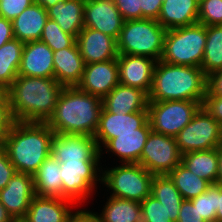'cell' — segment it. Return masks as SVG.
<instances>
[{"instance_id": "cell-1", "label": "cell", "mask_w": 222, "mask_h": 222, "mask_svg": "<svg viewBox=\"0 0 222 222\" xmlns=\"http://www.w3.org/2000/svg\"><path fill=\"white\" fill-rule=\"evenodd\" d=\"M63 88L54 77L18 75L6 90L14 121L47 122Z\"/></svg>"}, {"instance_id": "cell-2", "label": "cell", "mask_w": 222, "mask_h": 222, "mask_svg": "<svg viewBox=\"0 0 222 222\" xmlns=\"http://www.w3.org/2000/svg\"><path fill=\"white\" fill-rule=\"evenodd\" d=\"M102 110V99L77 86H64L53 115L46 122L54 134L93 136Z\"/></svg>"}, {"instance_id": "cell-3", "label": "cell", "mask_w": 222, "mask_h": 222, "mask_svg": "<svg viewBox=\"0 0 222 222\" xmlns=\"http://www.w3.org/2000/svg\"><path fill=\"white\" fill-rule=\"evenodd\" d=\"M53 136L46 122L15 121L6 133L3 148L17 172L34 175L50 156Z\"/></svg>"}, {"instance_id": "cell-4", "label": "cell", "mask_w": 222, "mask_h": 222, "mask_svg": "<svg viewBox=\"0 0 222 222\" xmlns=\"http://www.w3.org/2000/svg\"><path fill=\"white\" fill-rule=\"evenodd\" d=\"M207 76L202 68L157 61L153 71L149 101L190 100L203 104Z\"/></svg>"}, {"instance_id": "cell-5", "label": "cell", "mask_w": 222, "mask_h": 222, "mask_svg": "<svg viewBox=\"0 0 222 222\" xmlns=\"http://www.w3.org/2000/svg\"><path fill=\"white\" fill-rule=\"evenodd\" d=\"M153 177L139 163L105 164L102 165L101 191H105L104 195L142 202L151 194Z\"/></svg>"}, {"instance_id": "cell-6", "label": "cell", "mask_w": 222, "mask_h": 222, "mask_svg": "<svg viewBox=\"0 0 222 222\" xmlns=\"http://www.w3.org/2000/svg\"><path fill=\"white\" fill-rule=\"evenodd\" d=\"M166 29L154 19L124 21L117 39L119 54L150 57L161 60Z\"/></svg>"}, {"instance_id": "cell-7", "label": "cell", "mask_w": 222, "mask_h": 222, "mask_svg": "<svg viewBox=\"0 0 222 222\" xmlns=\"http://www.w3.org/2000/svg\"><path fill=\"white\" fill-rule=\"evenodd\" d=\"M206 45V26L195 23L169 29L164 38L161 61L173 65L200 67Z\"/></svg>"}, {"instance_id": "cell-8", "label": "cell", "mask_w": 222, "mask_h": 222, "mask_svg": "<svg viewBox=\"0 0 222 222\" xmlns=\"http://www.w3.org/2000/svg\"><path fill=\"white\" fill-rule=\"evenodd\" d=\"M60 169L62 198L72 200L77 206H86L100 197L96 194L101 190V161H67L60 163Z\"/></svg>"}, {"instance_id": "cell-9", "label": "cell", "mask_w": 222, "mask_h": 222, "mask_svg": "<svg viewBox=\"0 0 222 222\" xmlns=\"http://www.w3.org/2000/svg\"><path fill=\"white\" fill-rule=\"evenodd\" d=\"M201 107L200 102L190 100L149 101L148 120L151 130L175 137Z\"/></svg>"}, {"instance_id": "cell-10", "label": "cell", "mask_w": 222, "mask_h": 222, "mask_svg": "<svg viewBox=\"0 0 222 222\" xmlns=\"http://www.w3.org/2000/svg\"><path fill=\"white\" fill-rule=\"evenodd\" d=\"M180 153L218 148L222 145V126L202 107L188 125L175 136Z\"/></svg>"}, {"instance_id": "cell-11", "label": "cell", "mask_w": 222, "mask_h": 222, "mask_svg": "<svg viewBox=\"0 0 222 222\" xmlns=\"http://www.w3.org/2000/svg\"><path fill=\"white\" fill-rule=\"evenodd\" d=\"M181 160L175 137L151 131L138 163L153 175H168Z\"/></svg>"}, {"instance_id": "cell-12", "label": "cell", "mask_w": 222, "mask_h": 222, "mask_svg": "<svg viewBox=\"0 0 222 222\" xmlns=\"http://www.w3.org/2000/svg\"><path fill=\"white\" fill-rule=\"evenodd\" d=\"M151 131L148 111L113 114L102 108L94 138L100 150L119 133H150Z\"/></svg>"}, {"instance_id": "cell-13", "label": "cell", "mask_w": 222, "mask_h": 222, "mask_svg": "<svg viewBox=\"0 0 222 222\" xmlns=\"http://www.w3.org/2000/svg\"><path fill=\"white\" fill-rule=\"evenodd\" d=\"M50 155L59 163L67 161H101L100 150L93 136L54 134Z\"/></svg>"}, {"instance_id": "cell-14", "label": "cell", "mask_w": 222, "mask_h": 222, "mask_svg": "<svg viewBox=\"0 0 222 222\" xmlns=\"http://www.w3.org/2000/svg\"><path fill=\"white\" fill-rule=\"evenodd\" d=\"M119 84L117 59L85 64L81 81L76 85L85 93L106 97Z\"/></svg>"}, {"instance_id": "cell-15", "label": "cell", "mask_w": 222, "mask_h": 222, "mask_svg": "<svg viewBox=\"0 0 222 222\" xmlns=\"http://www.w3.org/2000/svg\"><path fill=\"white\" fill-rule=\"evenodd\" d=\"M36 196L34 177L17 172L0 190V202L13 219L24 218L31 200Z\"/></svg>"}, {"instance_id": "cell-16", "label": "cell", "mask_w": 222, "mask_h": 222, "mask_svg": "<svg viewBox=\"0 0 222 222\" xmlns=\"http://www.w3.org/2000/svg\"><path fill=\"white\" fill-rule=\"evenodd\" d=\"M124 21L113 0H85L84 27L117 40Z\"/></svg>"}, {"instance_id": "cell-17", "label": "cell", "mask_w": 222, "mask_h": 222, "mask_svg": "<svg viewBox=\"0 0 222 222\" xmlns=\"http://www.w3.org/2000/svg\"><path fill=\"white\" fill-rule=\"evenodd\" d=\"M149 134L150 133L117 134L116 138L110 139L100 149L101 163H104L102 165L109 164L110 162V164H115L117 162L138 163Z\"/></svg>"}, {"instance_id": "cell-18", "label": "cell", "mask_w": 222, "mask_h": 222, "mask_svg": "<svg viewBox=\"0 0 222 222\" xmlns=\"http://www.w3.org/2000/svg\"><path fill=\"white\" fill-rule=\"evenodd\" d=\"M117 62L119 83L149 94L157 61L146 56L119 54Z\"/></svg>"}, {"instance_id": "cell-19", "label": "cell", "mask_w": 222, "mask_h": 222, "mask_svg": "<svg viewBox=\"0 0 222 222\" xmlns=\"http://www.w3.org/2000/svg\"><path fill=\"white\" fill-rule=\"evenodd\" d=\"M85 64L117 59V40L92 28L84 27L76 39Z\"/></svg>"}, {"instance_id": "cell-20", "label": "cell", "mask_w": 222, "mask_h": 222, "mask_svg": "<svg viewBox=\"0 0 222 222\" xmlns=\"http://www.w3.org/2000/svg\"><path fill=\"white\" fill-rule=\"evenodd\" d=\"M18 75L42 78L54 77L53 50L40 40L25 43Z\"/></svg>"}, {"instance_id": "cell-21", "label": "cell", "mask_w": 222, "mask_h": 222, "mask_svg": "<svg viewBox=\"0 0 222 222\" xmlns=\"http://www.w3.org/2000/svg\"><path fill=\"white\" fill-rule=\"evenodd\" d=\"M148 104L149 96L145 91L120 83L102 99V108L113 114L148 111Z\"/></svg>"}, {"instance_id": "cell-22", "label": "cell", "mask_w": 222, "mask_h": 222, "mask_svg": "<svg viewBox=\"0 0 222 222\" xmlns=\"http://www.w3.org/2000/svg\"><path fill=\"white\" fill-rule=\"evenodd\" d=\"M69 199L35 196L24 219L27 222H63L76 208Z\"/></svg>"}, {"instance_id": "cell-23", "label": "cell", "mask_w": 222, "mask_h": 222, "mask_svg": "<svg viewBox=\"0 0 222 222\" xmlns=\"http://www.w3.org/2000/svg\"><path fill=\"white\" fill-rule=\"evenodd\" d=\"M97 195L102 196L99 198L102 200L98 198L95 200L98 207L94 202H91L94 206L91 205L90 207H94L93 209L100 216L102 222H142L140 202L104 195L101 190L97 192ZM97 200L100 202L98 203Z\"/></svg>"}, {"instance_id": "cell-24", "label": "cell", "mask_w": 222, "mask_h": 222, "mask_svg": "<svg viewBox=\"0 0 222 222\" xmlns=\"http://www.w3.org/2000/svg\"><path fill=\"white\" fill-rule=\"evenodd\" d=\"M54 78L63 86H76L82 78L85 63L77 44L53 51Z\"/></svg>"}, {"instance_id": "cell-25", "label": "cell", "mask_w": 222, "mask_h": 222, "mask_svg": "<svg viewBox=\"0 0 222 222\" xmlns=\"http://www.w3.org/2000/svg\"><path fill=\"white\" fill-rule=\"evenodd\" d=\"M198 0H164L158 22L166 29L198 23Z\"/></svg>"}, {"instance_id": "cell-26", "label": "cell", "mask_w": 222, "mask_h": 222, "mask_svg": "<svg viewBox=\"0 0 222 222\" xmlns=\"http://www.w3.org/2000/svg\"><path fill=\"white\" fill-rule=\"evenodd\" d=\"M47 20V10L33 3L12 20L14 38L23 43L39 41Z\"/></svg>"}, {"instance_id": "cell-27", "label": "cell", "mask_w": 222, "mask_h": 222, "mask_svg": "<svg viewBox=\"0 0 222 222\" xmlns=\"http://www.w3.org/2000/svg\"><path fill=\"white\" fill-rule=\"evenodd\" d=\"M85 0H65L47 9L48 18L58 23L62 30L77 38L84 28Z\"/></svg>"}, {"instance_id": "cell-28", "label": "cell", "mask_w": 222, "mask_h": 222, "mask_svg": "<svg viewBox=\"0 0 222 222\" xmlns=\"http://www.w3.org/2000/svg\"><path fill=\"white\" fill-rule=\"evenodd\" d=\"M33 177L37 196L62 198L60 163L54 157H47Z\"/></svg>"}, {"instance_id": "cell-29", "label": "cell", "mask_w": 222, "mask_h": 222, "mask_svg": "<svg viewBox=\"0 0 222 222\" xmlns=\"http://www.w3.org/2000/svg\"><path fill=\"white\" fill-rule=\"evenodd\" d=\"M181 163L194 175L210 184H217L219 168L217 148L184 153Z\"/></svg>"}, {"instance_id": "cell-30", "label": "cell", "mask_w": 222, "mask_h": 222, "mask_svg": "<svg viewBox=\"0 0 222 222\" xmlns=\"http://www.w3.org/2000/svg\"><path fill=\"white\" fill-rule=\"evenodd\" d=\"M24 44L13 38L0 47V89L3 91L18 77Z\"/></svg>"}, {"instance_id": "cell-31", "label": "cell", "mask_w": 222, "mask_h": 222, "mask_svg": "<svg viewBox=\"0 0 222 222\" xmlns=\"http://www.w3.org/2000/svg\"><path fill=\"white\" fill-rule=\"evenodd\" d=\"M151 195L164 205L170 220L177 222L184 198L169 175H154L151 183Z\"/></svg>"}, {"instance_id": "cell-32", "label": "cell", "mask_w": 222, "mask_h": 222, "mask_svg": "<svg viewBox=\"0 0 222 222\" xmlns=\"http://www.w3.org/2000/svg\"><path fill=\"white\" fill-rule=\"evenodd\" d=\"M175 187L184 200H191L204 193L211 185L208 181L194 175L182 163L176 166L169 174Z\"/></svg>"}, {"instance_id": "cell-33", "label": "cell", "mask_w": 222, "mask_h": 222, "mask_svg": "<svg viewBox=\"0 0 222 222\" xmlns=\"http://www.w3.org/2000/svg\"><path fill=\"white\" fill-rule=\"evenodd\" d=\"M201 68L206 76L222 69V25L206 26V45Z\"/></svg>"}, {"instance_id": "cell-34", "label": "cell", "mask_w": 222, "mask_h": 222, "mask_svg": "<svg viewBox=\"0 0 222 222\" xmlns=\"http://www.w3.org/2000/svg\"><path fill=\"white\" fill-rule=\"evenodd\" d=\"M76 37L65 33L55 21L48 18L42 31L40 41L46 43L53 51L72 47Z\"/></svg>"}, {"instance_id": "cell-35", "label": "cell", "mask_w": 222, "mask_h": 222, "mask_svg": "<svg viewBox=\"0 0 222 222\" xmlns=\"http://www.w3.org/2000/svg\"><path fill=\"white\" fill-rule=\"evenodd\" d=\"M190 201L206 222H216L217 184H211L204 193Z\"/></svg>"}, {"instance_id": "cell-36", "label": "cell", "mask_w": 222, "mask_h": 222, "mask_svg": "<svg viewBox=\"0 0 222 222\" xmlns=\"http://www.w3.org/2000/svg\"><path fill=\"white\" fill-rule=\"evenodd\" d=\"M198 23L205 26L222 25V0H200Z\"/></svg>"}, {"instance_id": "cell-37", "label": "cell", "mask_w": 222, "mask_h": 222, "mask_svg": "<svg viewBox=\"0 0 222 222\" xmlns=\"http://www.w3.org/2000/svg\"><path fill=\"white\" fill-rule=\"evenodd\" d=\"M140 205L142 222H172L167 209L151 194Z\"/></svg>"}, {"instance_id": "cell-38", "label": "cell", "mask_w": 222, "mask_h": 222, "mask_svg": "<svg viewBox=\"0 0 222 222\" xmlns=\"http://www.w3.org/2000/svg\"><path fill=\"white\" fill-rule=\"evenodd\" d=\"M33 3V0H0V17L12 21Z\"/></svg>"}, {"instance_id": "cell-39", "label": "cell", "mask_w": 222, "mask_h": 222, "mask_svg": "<svg viewBox=\"0 0 222 222\" xmlns=\"http://www.w3.org/2000/svg\"><path fill=\"white\" fill-rule=\"evenodd\" d=\"M123 19H141V0H113Z\"/></svg>"}, {"instance_id": "cell-40", "label": "cell", "mask_w": 222, "mask_h": 222, "mask_svg": "<svg viewBox=\"0 0 222 222\" xmlns=\"http://www.w3.org/2000/svg\"><path fill=\"white\" fill-rule=\"evenodd\" d=\"M202 108L205 109L222 126V97L211 94L208 90Z\"/></svg>"}, {"instance_id": "cell-41", "label": "cell", "mask_w": 222, "mask_h": 222, "mask_svg": "<svg viewBox=\"0 0 222 222\" xmlns=\"http://www.w3.org/2000/svg\"><path fill=\"white\" fill-rule=\"evenodd\" d=\"M16 173L17 171L12 165L7 151L4 148H0V190L6 187Z\"/></svg>"}, {"instance_id": "cell-42", "label": "cell", "mask_w": 222, "mask_h": 222, "mask_svg": "<svg viewBox=\"0 0 222 222\" xmlns=\"http://www.w3.org/2000/svg\"><path fill=\"white\" fill-rule=\"evenodd\" d=\"M177 222H206L202 216H200L197 208L192 204L190 200H184L181 204L179 217Z\"/></svg>"}, {"instance_id": "cell-43", "label": "cell", "mask_w": 222, "mask_h": 222, "mask_svg": "<svg viewBox=\"0 0 222 222\" xmlns=\"http://www.w3.org/2000/svg\"><path fill=\"white\" fill-rule=\"evenodd\" d=\"M162 0H141V19L158 20Z\"/></svg>"}, {"instance_id": "cell-44", "label": "cell", "mask_w": 222, "mask_h": 222, "mask_svg": "<svg viewBox=\"0 0 222 222\" xmlns=\"http://www.w3.org/2000/svg\"><path fill=\"white\" fill-rule=\"evenodd\" d=\"M14 122L7 93L0 89V125H13Z\"/></svg>"}, {"instance_id": "cell-45", "label": "cell", "mask_w": 222, "mask_h": 222, "mask_svg": "<svg viewBox=\"0 0 222 222\" xmlns=\"http://www.w3.org/2000/svg\"><path fill=\"white\" fill-rule=\"evenodd\" d=\"M76 222H102V220L93 207L78 205L76 206Z\"/></svg>"}, {"instance_id": "cell-46", "label": "cell", "mask_w": 222, "mask_h": 222, "mask_svg": "<svg viewBox=\"0 0 222 222\" xmlns=\"http://www.w3.org/2000/svg\"><path fill=\"white\" fill-rule=\"evenodd\" d=\"M207 90L213 95L222 97V69L207 76Z\"/></svg>"}, {"instance_id": "cell-47", "label": "cell", "mask_w": 222, "mask_h": 222, "mask_svg": "<svg viewBox=\"0 0 222 222\" xmlns=\"http://www.w3.org/2000/svg\"><path fill=\"white\" fill-rule=\"evenodd\" d=\"M13 38L12 21L0 17V47Z\"/></svg>"}, {"instance_id": "cell-48", "label": "cell", "mask_w": 222, "mask_h": 222, "mask_svg": "<svg viewBox=\"0 0 222 222\" xmlns=\"http://www.w3.org/2000/svg\"><path fill=\"white\" fill-rule=\"evenodd\" d=\"M216 222H222V185L217 184Z\"/></svg>"}, {"instance_id": "cell-49", "label": "cell", "mask_w": 222, "mask_h": 222, "mask_svg": "<svg viewBox=\"0 0 222 222\" xmlns=\"http://www.w3.org/2000/svg\"><path fill=\"white\" fill-rule=\"evenodd\" d=\"M218 151V175H217V184L222 185V145L217 148Z\"/></svg>"}, {"instance_id": "cell-50", "label": "cell", "mask_w": 222, "mask_h": 222, "mask_svg": "<svg viewBox=\"0 0 222 222\" xmlns=\"http://www.w3.org/2000/svg\"><path fill=\"white\" fill-rule=\"evenodd\" d=\"M65 1V0H33L34 4L42 6L45 10L54 6L56 3Z\"/></svg>"}, {"instance_id": "cell-51", "label": "cell", "mask_w": 222, "mask_h": 222, "mask_svg": "<svg viewBox=\"0 0 222 222\" xmlns=\"http://www.w3.org/2000/svg\"><path fill=\"white\" fill-rule=\"evenodd\" d=\"M12 216L7 212L6 208L0 202V222H11Z\"/></svg>"}, {"instance_id": "cell-52", "label": "cell", "mask_w": 222, "mask_h": 222, "mask_svg": "<svg viewBox=\"0 0 222 222\" xmlns=\"http://www.w3.org/2000/svg\"><path fill=\"white\" fill-rule=\"evenodd\" d=\"M11 127L12 125H0V148L4 147L6 133Z\"/></svg>"}, {"instance_id": "cell-53", "label": "cell", "mask_w": 222, "mask_h": 222, "mask_svg": "<svg viewBox=\"0 0 222 222\" xmlns=\"http://www.w3.org/2000/svg\"><path fill=\"white\" fill-rule=\"evenodd\" d=\"M63 222H76V208L71 212L70 216L67 217Z\"/></svg>"}, {"instance_id": "cell-54", "label": "cell", "mask_w": 222, "mask_h": 222, "mask_svg": "<svg viewBox=\"0 0 222 222\" xmlns=\"http://www.w3.org/2000/svg\"><path fill=\"white\" fill-rule=\"evenodd\" d=\"M11 222H27L24 218L13 219Z\"/></svg>"}]
</instances>
